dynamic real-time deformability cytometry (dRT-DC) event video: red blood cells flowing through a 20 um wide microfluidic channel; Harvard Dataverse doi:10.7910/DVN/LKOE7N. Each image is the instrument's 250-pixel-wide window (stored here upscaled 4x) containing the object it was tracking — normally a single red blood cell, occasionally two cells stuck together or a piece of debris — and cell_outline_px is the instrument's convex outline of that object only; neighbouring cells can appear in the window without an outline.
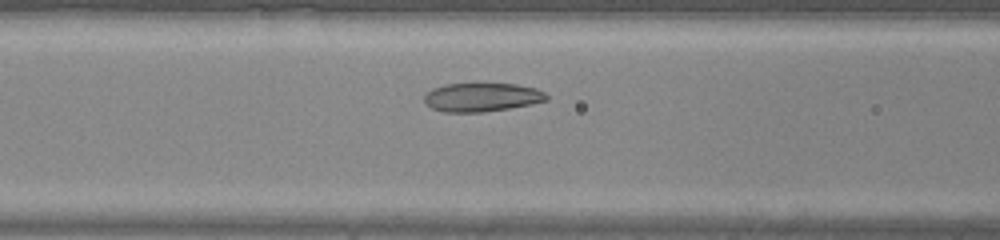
{"species": "common noctule bat (a hibernating species)", "species_latin": "Nyctalus noctula", "temperature_condition": "warm", "stored_images_in_passage": 35, "camera_frame_rate_fps": 3000, "um_per_image_px": 0.085, "animal": {"sex": "male", "body_mass_g": 20.0, "forearm_length_mm": 53.3}, "frame": {"image": 1, "passage_image": 12, "time_ms": 3.667, "image_size_px": [1000, 240], "cell_outline_px": [[548, 100], [532, 104], [484, 112], [444, 112], [432, 108], [424, 104], [424, 96], [432, 88], [444, 84], [516, 84], [536, 88], [544, 92], [548, 96]], "centroid_in_image_um": [40.94, 8.27], "position_along_channel_um": 125.7, "area_um2": 20.46}}
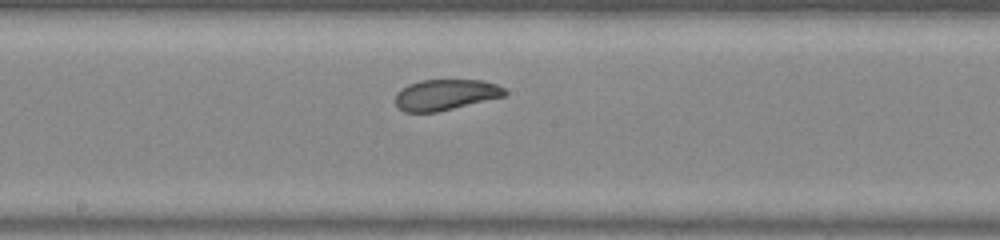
{"frame": {"image": 2, "passage_image": 18, "time_ms": 5.667, "image_size_px": [1000, 240], "cell_outline_px": [[508, 92], [504, 96], [436, 112], [404, 112], [396, 104], [396, 92], [400, 88], [408, 84], [420, 80], [484, 80], [496, 84], [504, 88]], "centroid_in_image_um": [37.85, 8.04], "position_along_channel_um": 210.3, "area_um2": 19.59}}
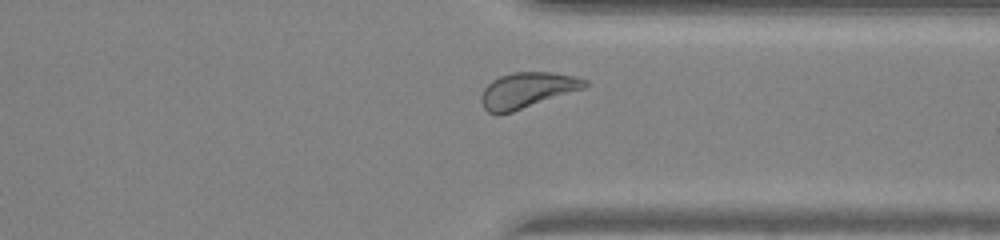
{"frame": {"image": 3, "passage_image": 29, "time_ms": 9.333, "image_size_px": [1000, 240], "cell_outline_px": [[588, 84], [584, 88], [512, 112], [488, 112], [484, 108], [480, 100], [480, 96], [484, 88], [492, 80], [500, 76], [512, 72], [552, 72], [576, 76], [588, 80]], "centroid_in_image_um": [44.82, 7.64], "position_along_channel_um": 366.6, "area_um2": 21.27}, "authors_computed_cell_mechanics": {"area_um2": 21.2704, "velocity_mm_per_s": 4.2435, "shape_relaxation_time_tau1_ms": 3.2964, "shape_relaxation_time_tau2_ms": 1.6074, "deformation_change_tau1": 0.1134, "deformation_change_tau2": 0.0663}}